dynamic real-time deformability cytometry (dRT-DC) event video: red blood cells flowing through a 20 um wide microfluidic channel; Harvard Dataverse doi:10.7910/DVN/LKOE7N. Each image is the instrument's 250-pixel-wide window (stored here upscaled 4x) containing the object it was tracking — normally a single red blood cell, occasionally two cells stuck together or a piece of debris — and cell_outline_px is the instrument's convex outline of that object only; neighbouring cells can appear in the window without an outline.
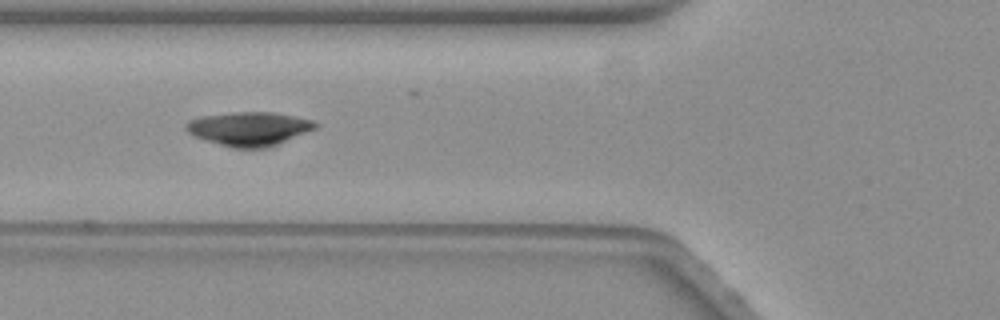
{"species": "common noctule bat (a hibernating species)", "species_latin": "Nyctalus noctula", "temperature_condition": "warm", "stored_images_in_passage": 44, "camera_frame_rate_fps": 3000, "um_per_image_px": 0.085, "animal": {"sex": "female", "body_mass_g": 19.3, "forearm_length_mm": 54.1}, "frame": {"image": 1, "passage_image": 7, "time_ms": 2.0, "image_size_px": [1000, 320], "cell_outline_px": [[316, 128], [268, 148], [232, 148], [204, 140], [192, 136], [184, 128], [188, 120], [204, 116], [236, 112], [272, 112], [312, 120], [316, 124]], "centroid_in_image_um": [21.12, 10.95], "position_along_channel_um": 104.7, "area_um2": 25.32}}
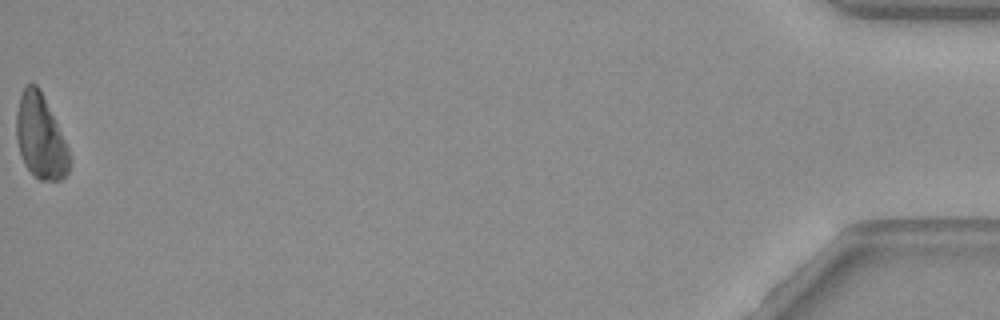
{"frame": {"image": 2, "passage_image": 44, "time_ms": 14.333, "image_size_px": [1000, 320], "cell_outline_px": [[72, 160], [68, 172], [60, 180], [40, 180], [32, 176], [24, 164], [16, 140], [16, 112], [20, 96], [24, 88], [28, 84], [36, 84], [40, 88], [56, 120], [68, 148]], "centroid_in_image_um": [3.45, 11.65], "position_along_channel_um": 431.8, "area_um2": 26.3}, "authors_computed_cell_mechanics": {"area_um2": 25.143, "velocity_mm_per_s": 3.5168, "shape_relaxation_time_tau1_ms": 4.2771, "shape_relaxation_time_tau2_ms": 6.3456, "deformation_change_tau1": 0.1175, "deformation_change_tau2": null}}